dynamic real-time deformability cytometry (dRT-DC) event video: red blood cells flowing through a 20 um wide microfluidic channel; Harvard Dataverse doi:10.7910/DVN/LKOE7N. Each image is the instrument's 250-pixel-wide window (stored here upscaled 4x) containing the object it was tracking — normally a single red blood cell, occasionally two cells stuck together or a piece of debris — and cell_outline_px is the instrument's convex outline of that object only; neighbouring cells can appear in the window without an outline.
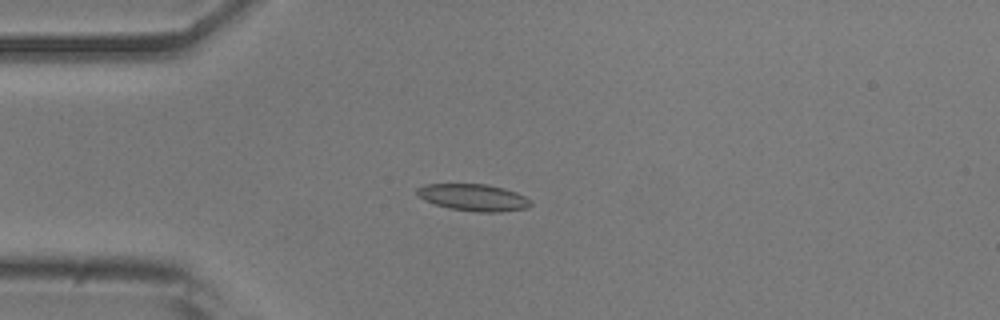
{"species": "common noctule bat (a hibernating species)", "species_latin": "Nyctalus noctula", "temperature_condition": "room temperature", "stored_images_in_passage": 52, "camera_frame_rate_fps": 3000, "um_per_image_px": 0.085, "animal": {"sex": "male", "body_mass_g": 20.5, "forearm_length_mm": 52.5}, "frame": {"image": 1, "passage_image": 13, "time_ms": 4.0, "image_size_px": [1000, 320], "cell_outline_px": [[532, 204], [528, 208], [500, 212], [476, 212], [448, 208], [424, 200], [416, 192], [416, 188], [424, 184], [488, 184], [504, 188], [516, 192], [532, 200]], "centroid_in_image_um": [40.27, 16.78], "position_along_channel_um": 44.7, "area_um2": 17.92}}
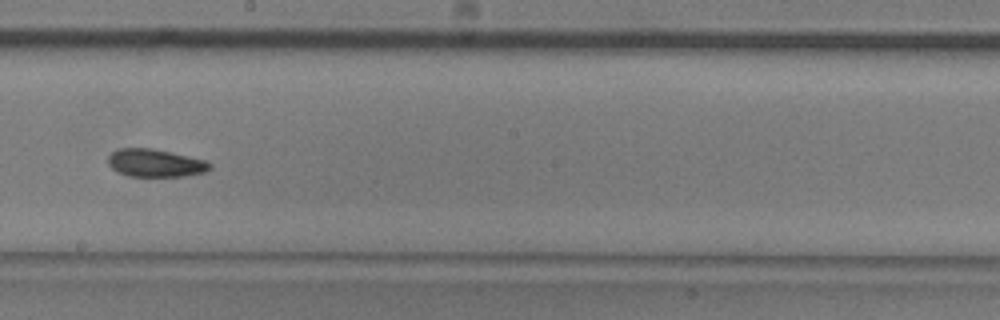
{"frame": {"image": 2, "passage_image": 29, "time_ms": 9.333, "image_size_px": [1000, 320], "cell_outline_px": [[212, 168], [204, 172], [184, 176], [128, 176], [116, 172], [108, 164], [108, 156], [116, 148], [152, 148], [188, 156], [204, 160], [212, 164]], "centroid_in_image_um": [13.16, 13.85], "position_along_channel_um": 235.0, "area_um2": 16.53}}
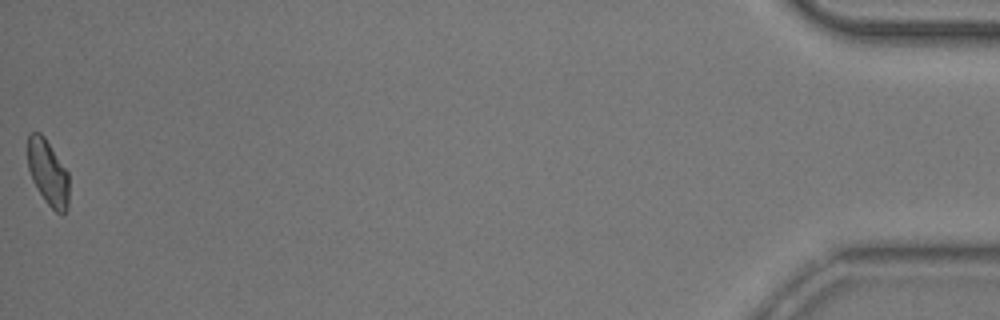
{"frame": {"image": 3, "passage_image": 52, "time_ms": 17.0, "image_size_px": [1000, 320], "cell_outline_px": [[68, 208], [64, 212], [56, 212], [44, 200], [32, 180], [28, 168], [28, 132], [40, 132], [44, 136], [68, 172]], "centroid_in_image_um": [4.06, 14.65], "position_along_channel_um": 431.1, "area_um2": 15.66}, "authors_computed_cell_mechanics": {"area_um2": 16.9354, "velocity_mm_per_s": 3.8628, "shape_relaxation_time_tau1_ms": 6.0365, "shape_relaxation_time_tau2_ms": 3.5041, "deformation_change_tau1": 0.1282, "deformation_change_tau2": 0.0938}}